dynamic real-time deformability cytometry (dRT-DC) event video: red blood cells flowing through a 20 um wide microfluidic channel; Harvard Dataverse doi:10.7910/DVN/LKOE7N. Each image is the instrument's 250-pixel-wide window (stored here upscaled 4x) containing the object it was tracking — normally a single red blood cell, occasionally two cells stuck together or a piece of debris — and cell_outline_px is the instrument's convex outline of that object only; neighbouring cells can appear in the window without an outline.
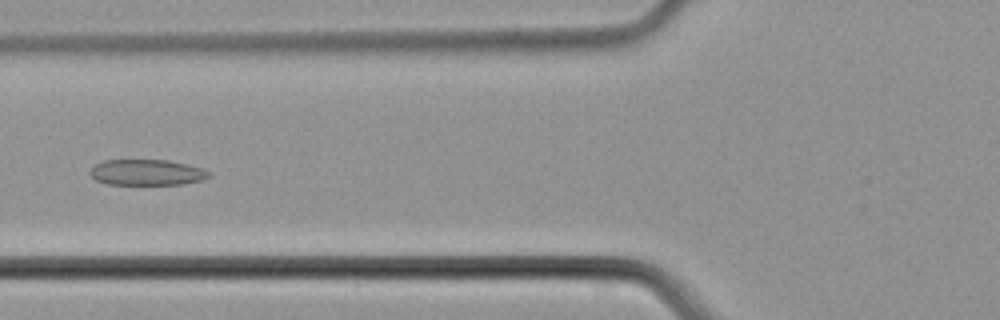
{"species": "common noctule bat (a hibernating species)", "species_latin": "Nyctalus noctula", "temperature_condition": "cold", "stored_images_in_passage": 51, "camera_frame_rate_fps": 3000, "um_per_image_px": 0.085, "animal": {"sex": "male", "body_mass_g": 21.5, "forearm_length_mm": 52.0}, "frame": {"image": 1, "passage_image": 20, "time_ms": 6.333, "image_size_px": [1000, 320], "cell_outline_px": [[212, 176], [204, 180], [184, 184], [108, 184], [96, 180], [88, 172], [96, 164], [104, 160], [168, 160], [200, 168], [212, 172]], "centroid_in_image_um": [12.51, 14.66], "position_along_channel_um": 113.3, "area_um2": 17.86}}
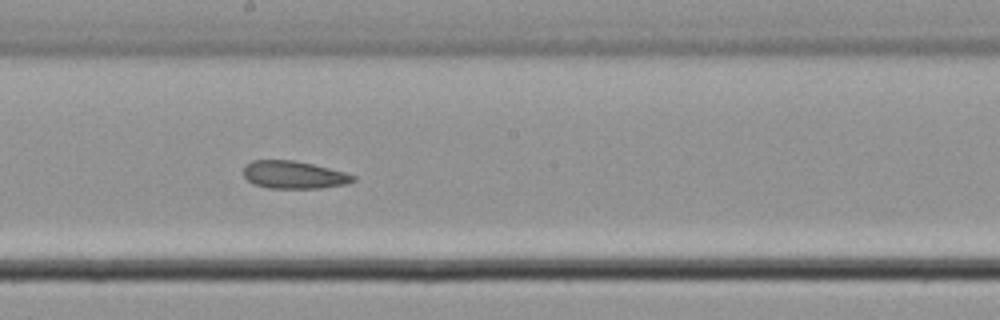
{"frame": {"image": 2, "passage_image": 28, "time_ms": 9.0, "image_size_px": [1000, 320], "cell_outline_px": [[356, 180], [348, 184], [320, 188], [268, 188], [256, 184], [248, 180], [244, 176], [244, 164], [252, 160], [292, 160], [312, 164], [344, 172], [356, 176]], "centroid_in_image_um": [24.98, 14.86], "position_along_channel_um": 223.2, "area_um2": 17.63}}
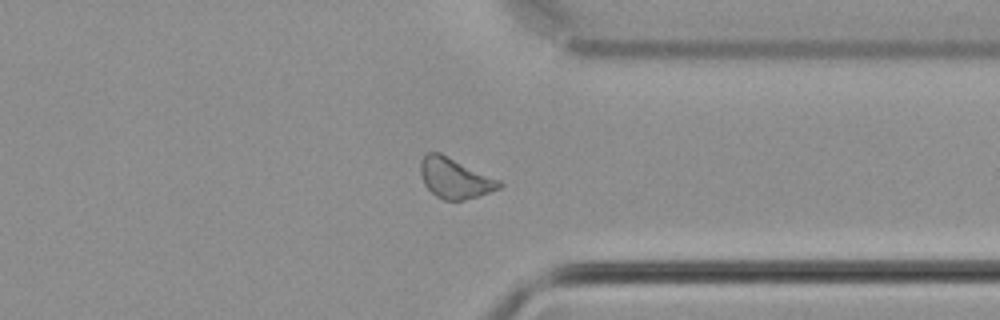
{"frame": {"image": 3, "passage_image": 39, "time_ms": 12.667, "image_size_px": [1000, 320], "cell_outline_px": [[504, 184], [500, 188], [464, 200], [444, 200], [436, 196], [424, 184], [420, 172], [420, 160], [428, 152], [440, 152], [500, 180]], "centroid_in_image_um": [38.65, 15.13], "position_along_channel_um": 372.8, "area_um2": 18.38}}